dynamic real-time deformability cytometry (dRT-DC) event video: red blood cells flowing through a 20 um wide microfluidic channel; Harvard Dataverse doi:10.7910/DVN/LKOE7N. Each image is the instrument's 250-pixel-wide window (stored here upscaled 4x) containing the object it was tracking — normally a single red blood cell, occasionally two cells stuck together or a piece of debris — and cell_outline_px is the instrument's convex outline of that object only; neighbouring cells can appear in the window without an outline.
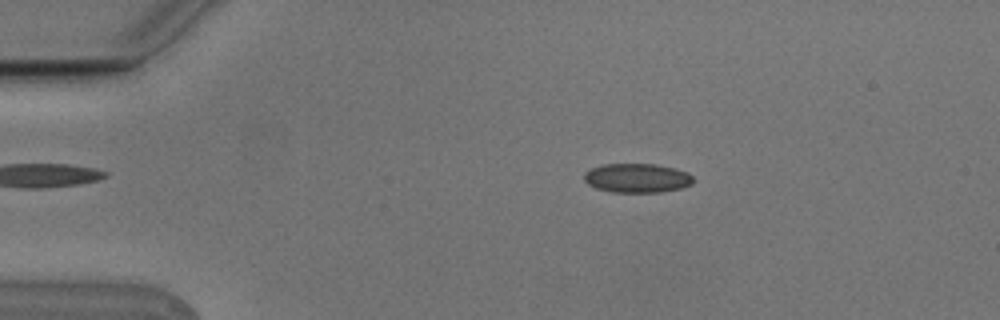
{"species": "Egyptian fruit bat (a non-hibernating species)", "species_latin": "Rousettus aegyptiacus", "temperature_condition": "cold", "stored_images_in_passage": 3, "camera_frame_rate_fps": 3000, "um_per_image_px": 0.085, "animal": {"sex": "male"}, "frame": {"image": 1, "passage_image": 2, "time_ms": 0.333, "image_size_px": [1000, 320], "cell_outline_px": [[696, 180], [692, 184], [680, 188], [660, 192], [612, 192], [596, 188], [588, 184], [584, 180], [584, 172], [592, 168], [604, 164], [656, 164], [688, 172]], "centroid_in_image_um": [54.16, 15.13], "position_along_channel_um": 30.8, "area_um2": 18.55}}